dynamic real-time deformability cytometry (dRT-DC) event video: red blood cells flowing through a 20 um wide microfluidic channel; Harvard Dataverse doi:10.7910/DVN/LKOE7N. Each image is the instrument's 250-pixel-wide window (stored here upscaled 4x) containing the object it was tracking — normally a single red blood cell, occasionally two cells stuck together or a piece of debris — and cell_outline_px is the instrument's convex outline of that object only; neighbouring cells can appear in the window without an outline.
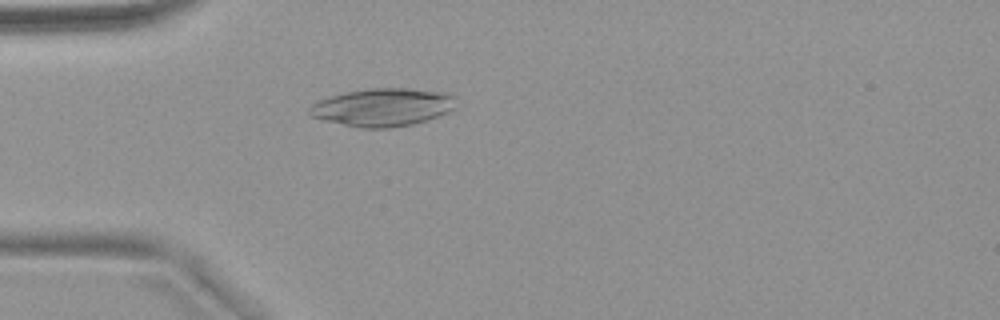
{"species": "common noctule bat (a hibernating species)", "species_latin": "Nyctalus noctula", "temperature_condition": "warm", "stored_images_in_passage": 53, "camera_frame_rate_fps": 3000, "um_per_image_px": 0.085, "animal": {"sex": "female", "body_mass_g": 18.4}, "frame": {"image": 1, "passage_image": 15, "time_ms": 4.667, "image_size_px": [1000, 320], "cell_outline_px": [[456, 108], [448, 112], [428, 120], [412, 124], [392, 128], [360, 128], [324, 120], [312, 116], [308, 112], [308, 108], [316, 100], [328, 96], [344, 92], [372, 88], [408, 88], [452, 92], [456, 96]], "centroid_in_image_um": [32.58, 9.1], "position_along_channel_um": 52.4, "area_um2": 33.0}}
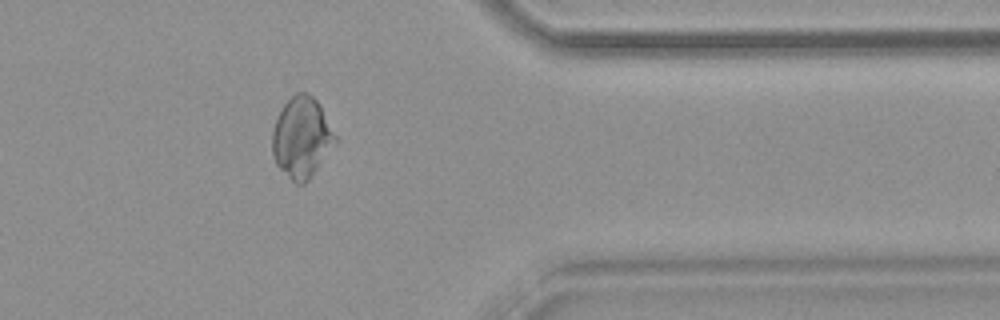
{"frame": {"image": 2, "passage_image": 43, "time_ms": 14.0, "image_size_px": [1000, 320], "cell_outline_px": [[336, 140], [308, 180], [304, 184], [296, 184], [276, 164], [272, 156], [272, 132], [280, 108], [296, 92], [308, 92], [320, 104], [336, 136]], "centroid_in_image_um": [25.61, 11.65], "position_along_channel_um": 385.8, "area_um2": 29.19}}
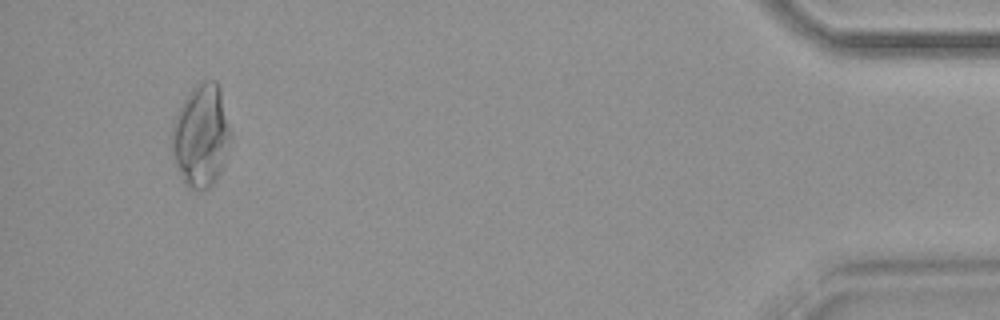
{"frame": {"image": 3, "passage_image": 50, "time_ms": 16.333, "image_size_px": [1000, 320], "cell_outline_px": [[232, 140], [228, 152], [212, 184], [208, 188], [188, 188], [184, 184], [176, 164], [172, 152], [172, 124], [176, 112], [192, 88], [200, 80], [216, 80], [220, 88], [232, 136]], "centroid_in_image_um": [17.09, 11.48], "position_along_channel_um": 418.1, "area_um2": 34.97}}